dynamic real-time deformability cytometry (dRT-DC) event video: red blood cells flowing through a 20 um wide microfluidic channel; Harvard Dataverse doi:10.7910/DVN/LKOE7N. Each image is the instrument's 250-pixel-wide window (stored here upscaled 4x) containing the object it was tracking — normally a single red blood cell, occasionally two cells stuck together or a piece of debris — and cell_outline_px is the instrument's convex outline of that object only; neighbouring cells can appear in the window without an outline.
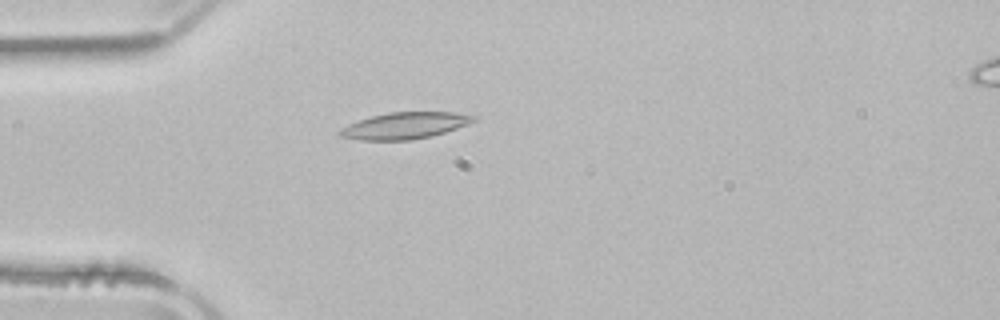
{"species": "common noctule bat (a hibernating species)", "species_latin": "Nyctalus noctula", "temperature_condition": "room temperature", "stored_images_in_passage": 42, "camera_frame_rate_fps": 3000, "um_per_image_px": 0.085, "animal": {"sex": "male", "body_mass_g": 21.5, "forearm_length_mm": 52.0}, "frame": {"image": 1, "passage_image": 5, "time_ms": 1.333, "image_size_px": [1000, 320], "cell_outline_px": [[476, 120], [468, 124], [432, 136], [412, 140], [360, 140], [340, 136], [336, 132], [340, 128], [348, 124], [372, 116], [388, 112], [452, 112], [476, 116]], "centroid_in_image_um": [34.38, 10.68], "position_along_channel_um": 50.6, "area_um2": 20.63}}
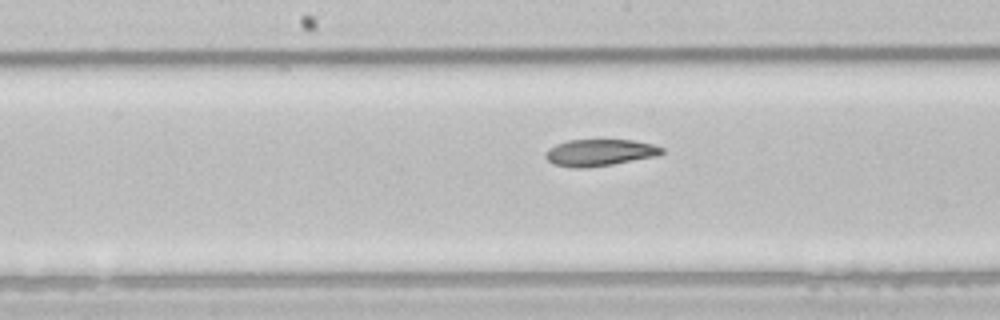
{"frame": {"image": 2, "passage_image": 17, "time_ms": 5.333, "image_size_px": [1000, 320], "cell_outline_px": [[664, 152], [656, 156], [612, 164], [580, 168], [576, 168], [556, 164], [548, 160], [544, 156], [544, 152], [548, 148], [556, 144], [568, 140], [632, 140], [652, 144], [664, 148]], "centroid_in_image_um": [50.96, 12.96], "position_along_channel_um": 197.2, "area_um2": 17.92}}
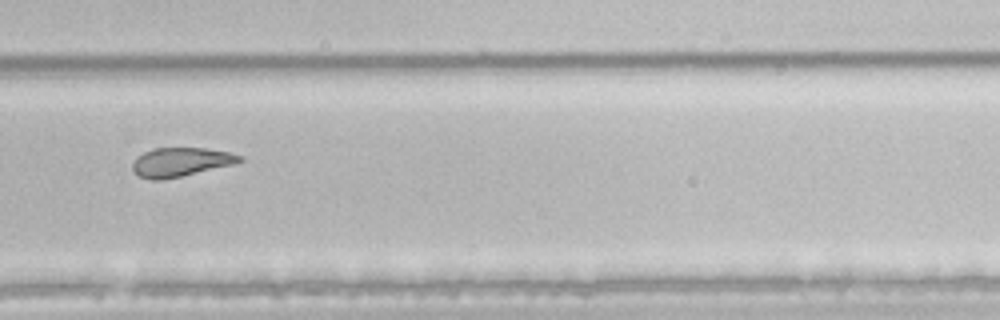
{"frame": {"image": 3, "passage_image": 26, "time_ms": 8.333, "image_size_px": [1000, 320], "cell_outline_px": [[244, 160], [236, 164], [180, 176], [160, 180], [152, 180], [140, 176], [132, 172], [132, 164], [136, 156], [152, 148], [204, 148], [228, 152], [244, 156]], "centroid_in_image_um": [15.36, 13.77], "position_along_channel_um": 314.4, "area_um2": 18.15}, "authors_computed_cell_mechanics": {"area_um2": 19.363, "velocity_mm_per_s": 3.9347, "shape_relaxation_time_tau1_ms": null, "shape_relaxation_time_tau2_ms": 7.2793, "deformation_change_tau1": null, "deformation_change_tau2": 0.1587}}